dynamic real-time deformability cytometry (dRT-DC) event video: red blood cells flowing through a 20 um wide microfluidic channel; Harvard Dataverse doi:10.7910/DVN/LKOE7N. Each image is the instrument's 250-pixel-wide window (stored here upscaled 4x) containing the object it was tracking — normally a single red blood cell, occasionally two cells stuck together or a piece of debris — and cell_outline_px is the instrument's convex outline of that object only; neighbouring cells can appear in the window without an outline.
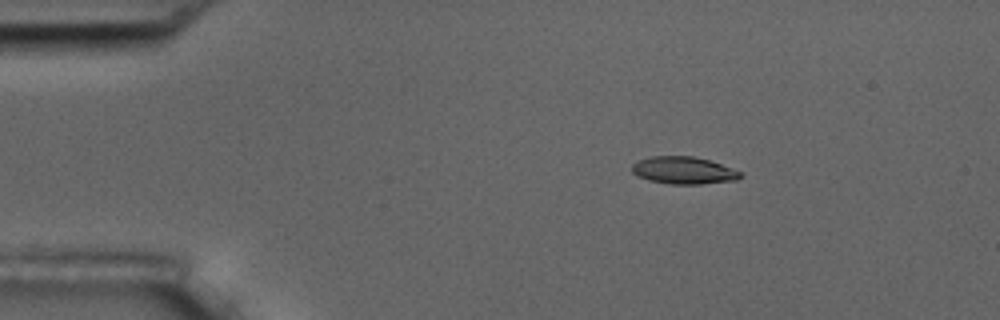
{"species": "common noctule bat (a hibernating species)", "species_latin": "Nyctalus noctula", "temperature_condition": "room temperature", "stored_images_in_passage": 3, "camera_frame_rate_fps": 3000, "um_per_image_px": 0.085, "animal": {"sex": "male", "body_mass_g": 17.5, "forearm_length_mm": 52.3}, "frame": {"image": 1, "passage_image": 1, "time_ms": 0.0, "image_size_px": [1000, 320], "cell_outline_px": [[744, 176], [736, 180], [700, 184], [672, 184], [648, 180], [632, 172], [632, 164], [636, 160], [652, 156], [692, 156], [708, 160], [744, 172]], "centroid_in_image_um": [58.13, 14.48], "position_along_channel_um": 26.9, "area_um2": 17.28}}